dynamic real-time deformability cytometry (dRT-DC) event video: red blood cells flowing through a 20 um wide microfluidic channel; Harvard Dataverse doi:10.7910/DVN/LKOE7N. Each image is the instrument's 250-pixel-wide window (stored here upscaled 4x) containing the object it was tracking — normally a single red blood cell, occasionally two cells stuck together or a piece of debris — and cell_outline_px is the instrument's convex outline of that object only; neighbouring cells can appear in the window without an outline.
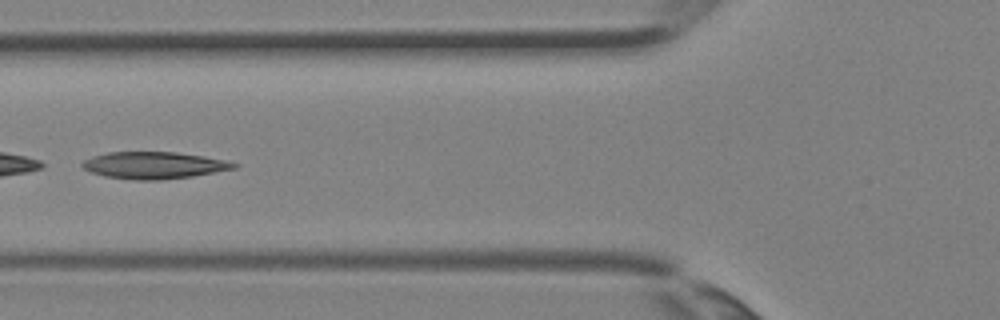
{"species": "Egyptian fruit bat (a non-hibernating species)", "species_latin": "Rousettus aegyptiacus", "temperature_condition": "room temperature", "stored_images_in_passage": 4, "camera_frame_rate_fps": 3000, "um_per_image_px": 0.085, "animal": {"sex": "female"}, "frame": {"image": 1, "passage_image": 4, "time_ms": 1.0, "image_size_px": [1000, 320], "cell_outline_px": [[240, 164], [236, 168], [192, 176], [160, 180], [136, 180], [104, 176], [92, 172], [84, 168], [80, 164], [84, 160], [92, 156], [108, 152], [176, 152], [204, 156], [228, 160]], "centroid_in_image_um": [13.11, 14.04], "position_along_channel_um": 112.7, "area_um2": 23.81}}